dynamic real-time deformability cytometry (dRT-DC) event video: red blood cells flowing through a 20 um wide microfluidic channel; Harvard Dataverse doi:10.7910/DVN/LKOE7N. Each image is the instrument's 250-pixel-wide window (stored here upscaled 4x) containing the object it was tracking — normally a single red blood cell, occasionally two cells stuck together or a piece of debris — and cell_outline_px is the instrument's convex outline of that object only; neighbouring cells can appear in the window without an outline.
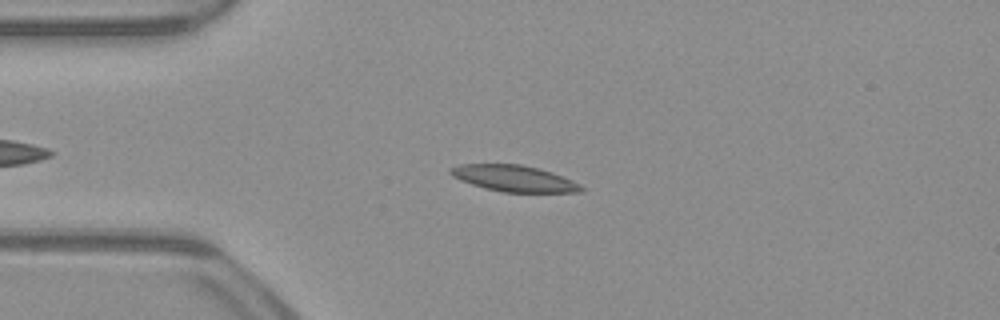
{"species": "common noctule bat (a hibernating species)", "species_latin": "Nyctalus noctula", "temperature_condition": "warm", "stored_images_in_passage": 43, "camera_frame_rate_fps": 3000, "um_per_image_px": 0.085, "animal": {"sex": "male", "body_mass_g": 23.1, "forearm_length_mm": 52.7}, "frame": {"image": 1, "passage_image": 10, "time_ms": 3.0, "image_size_px": [1000, 320], "cell_outline_px": [[584, 192], [504, 192], [484, 188], [460, 180], [452, 176], [448, 172], [448, 168], [460, 164], [520, 164], [540, 168], [552, 172], [572, 180], [580, 184], [584, 188]], "centroid_in_image_um": [43.68, 15.16], "position_along_channel_um": 41.3, "area_um2": 20.11}}
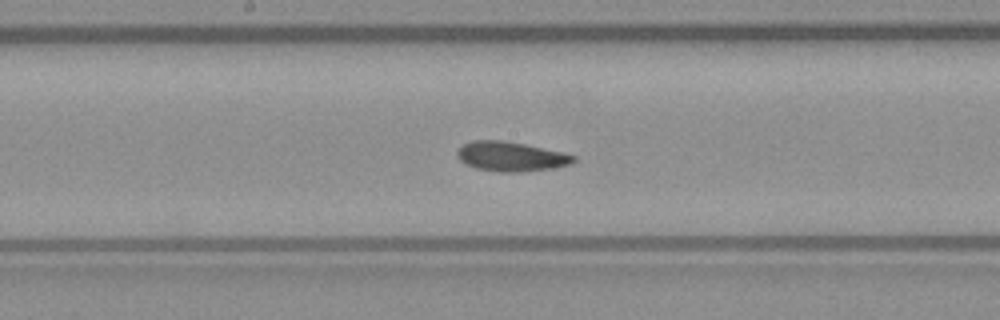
{"frame": {"image": 2, "passage_image": 24, "time_ms": 7.667, "image_size_px": [1000, 320], "cell_outline_px": [[576, 160], [568, 164], [552, 168], [520, 172], [500, 172], [476, 168], [460, 160], [456, 156], [456, 152], [464, 144], [472, 140], [500, 140], [524, 144], [564, 152], [576, 156]], "centroid_in_image_um": [43.43, 13.3], "position_along_channel_um": 204.8, "area_um2": 19.88}}
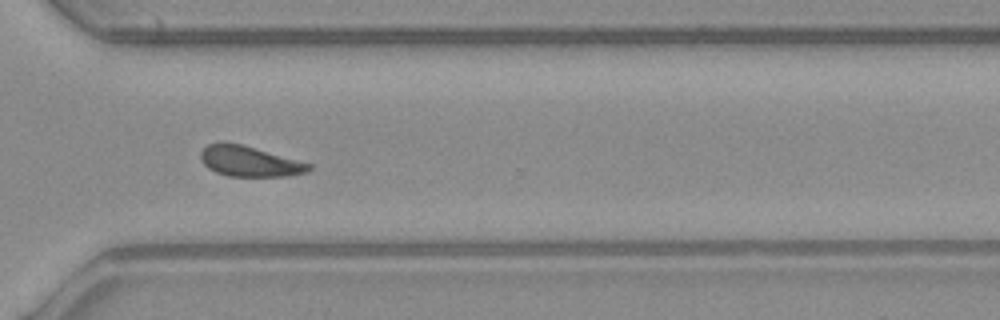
{"frame": {"image": 3, "passage_image": 35, "time_ms": 11.333, "image_size_px": [1000, 320], "cell_outline_px": [[312, 168], [308, 172], [288, 176], [228, 176], [216, 172], [208, 168], [200, 160], [200, 152], [208, 144], [220, 140], [240, 144], [312, 164]], "centroid_in_image_um": [21.17, 13.7], "position_along_channel_um": 349.4, "area_um2": 19.25}, "authors_computed_cell_mechanics": {"area_um2": 20.0566, "velocity_mm_per_s": 3.952, "shape_relaxation_time_tau1_ms": 4.4485, "shape_relaxation_time_tau2_ms": 3.1591, "deformation_change_tau1": 0.1469, "deformation_change_tau2": 0.1073}}